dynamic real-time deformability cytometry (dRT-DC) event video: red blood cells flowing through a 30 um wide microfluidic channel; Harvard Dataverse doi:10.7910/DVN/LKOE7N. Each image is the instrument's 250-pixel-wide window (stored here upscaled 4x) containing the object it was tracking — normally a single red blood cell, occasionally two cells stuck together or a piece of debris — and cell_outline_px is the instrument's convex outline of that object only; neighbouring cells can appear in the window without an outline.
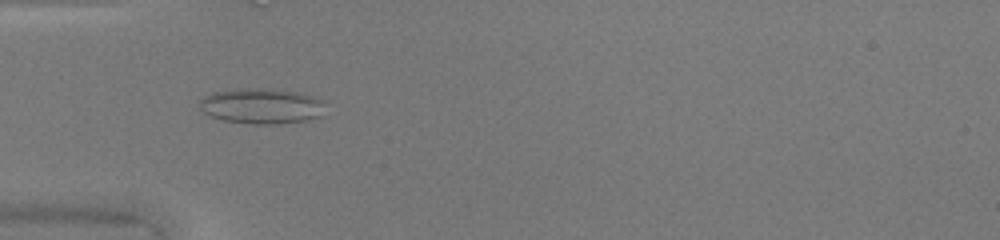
{"species": "common noctule bat (a hibernating species)", "species_latin": "Nyctalus noctula", "temperature_condition": "warm", "stored_images_in_passage": 48, "camera_frame_rate_fps": 3000, "um_per_image_px": 0.085, "animal": {"sex": "female", "body_mass_g": 20.0, "forearm_length_mm": 54.0}, "frame": {"image": 1, "passage_image": 16, "time_ms": 5.0, "image_size_px": [1000, 240], "cell_outline_px": [[324, 116], [308, 120], [280, 124], [252, 124], [224, 120], [212, 116], [204, 112], [200, 108], [200, 100], [204, 96], [212, 92], [236, 88], [268, 88], [300, 92], [316, 96], [324, 100]], "centroid_in_image_um": [22.3, 9.0], "position_along_channel_um": 62.7, "area_um2": 26.53}}
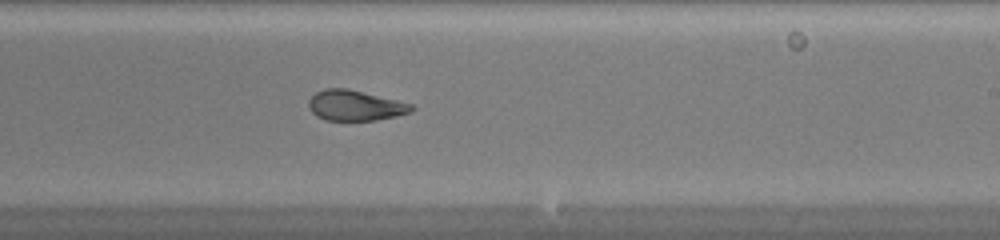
{"frame": {"image": 2, "passage_image": 30, "time_ms": 9.667, "image_size_px": [1000, 240], "cell_outline_px": [[416, 108], [412, 112], [396, 116], [376, 120], [324, 120], [316, 116], [308, 108], [308, 100], [316, 92], [324, 88], [348, 88], [412, 104]], "centroid_in_image_um": [30.17, 8.96], "position_along_channel_um": 258.8, "area_um2": 18.32}}
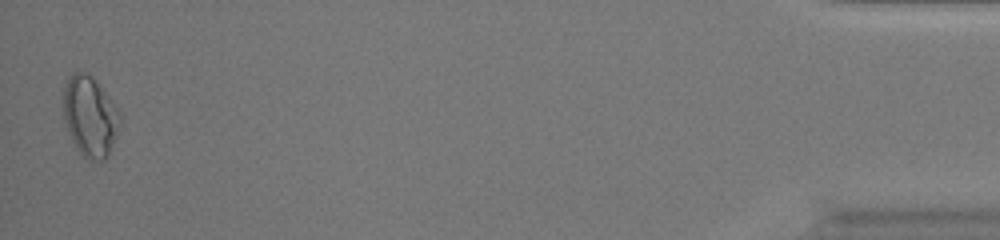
{"frame": {"image": 3, "passage_image": 48, "time_ms": 15.667, "image_size_px": [1000, 240], "cell_outline_px": [[120, 120], [116, 136], [108, 156], [104, 160], [88, 160], [76, 148], [64, 124], [64, 88], [68, 76], [72, 72], [88, 72], [92, 76], [120, 112]], "centroid_in_image_um": [7.63, 9.89], "position_along_channel_um": 427.6, "area_um2": 26.36}, "authors_computed_cell_mechanics": {"area_um2": 21.3282, "velocity_mm_per_s": 4.2649, "shape_relaxation_time_tau1_ms": null, "shape_relaxation_time_tau2_ms": 1.3447, "deformation_change_tau1": null, "deformation_change_tau2": 0.0713}}